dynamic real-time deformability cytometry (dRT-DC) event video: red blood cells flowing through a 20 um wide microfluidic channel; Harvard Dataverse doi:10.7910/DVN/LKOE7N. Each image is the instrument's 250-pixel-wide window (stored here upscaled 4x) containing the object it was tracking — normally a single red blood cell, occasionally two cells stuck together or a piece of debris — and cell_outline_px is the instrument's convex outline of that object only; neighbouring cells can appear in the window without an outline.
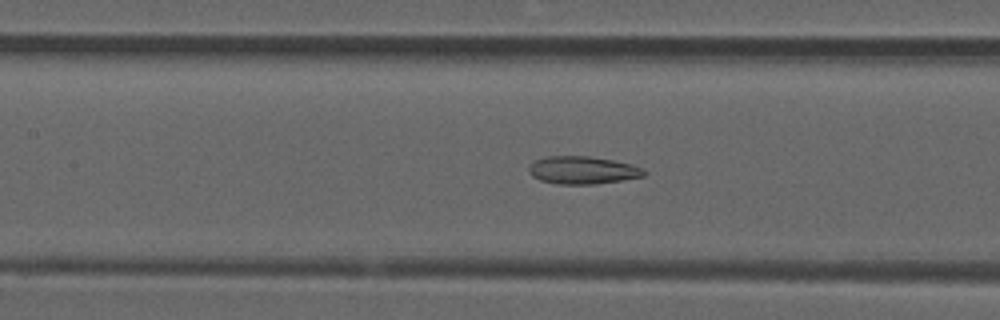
{"species": "common noctule bat (a hibernating species)", "species_latin": "Nyctalus noctula", "temperature_condition": "room temperature", "stored_images_in_passage": 51, "camera_frame_rate_fps": 3000, "um_per_image_px": 0.085, "animal": {"sex": "male", "forearm_length_mm": 52.5}, "frame": {"image": 1, "passage_image": 23, "time_ms": 7.333, "image_size_px": [1000, 320], "cell_outline_px": [[648, 172], [644, 176], [596, 184], [556, 184], [540, 180], [532, 176], [528, 172], [528, 168], [536, 160], [548, 156], [588, 156], [612, 160], [632, 164], [644, 168]], "centroid_in_image_um": [49.54, 14.47], "position_along_channel_um": 157.9, "area_um2": 18.61}}
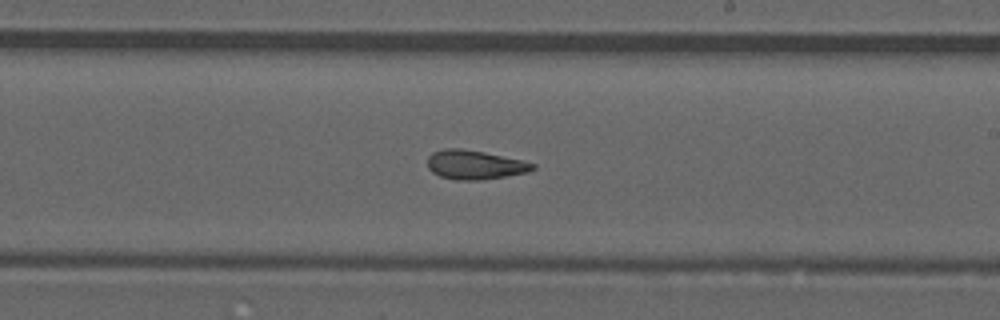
{"frame": {"image": 2, "passage_image": 30, "time_ms": 9.667, "image_size_px": [1000, 320], "cell_outline_px": [[536, 168], [528, 172], [480, 180], [456, 180], [440, 176], [432, 172], [428, 168], [428, 156], [432, 152], [444, 148], [460, 148], [484, 152], [520, 160], [536, 164]], "centroid_in_image_um": [40.32, 14.0], "position_along_channel_um": 248.7, "area_um2": 17.74}}
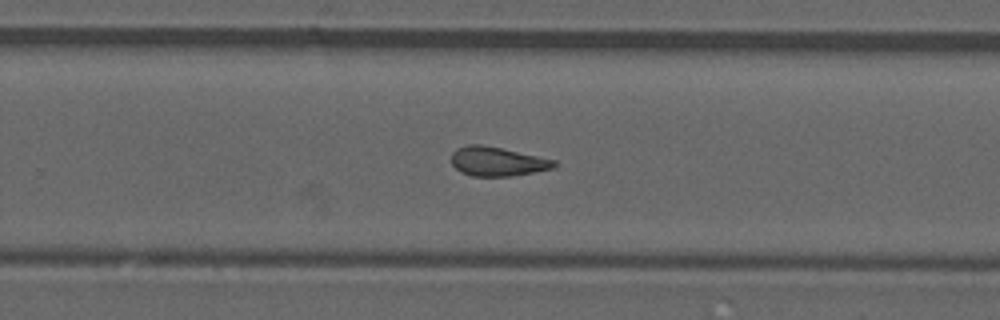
{"frame": {"image": 3, "passage_image": 33, "time_ms": 10.667, "image_size_px": [1000, 320], "cell_outline_px": [[556, 164], [552, 168], [512, 176], [472, 176], [460, 172], [452, 164], [452, 152], [456, 148], [468, 144], [480, 144], [500, 148], [556, 160]], "centroid_in_image_um": [42.22, 13.72], "position_along_channel_um": 287.6, "area_um2": 17.28}, "authors_computed_cell_mechanics": {"area_um2": 18.496, "velocity_mm_per_s": 3.9102, "shape_relaxation_time_tau1_ms": null, "shape_relaxation_time_tau2_ms": 2.661, "deformation_change_tau1": null, "deformation_change_tau2": 0.1095}}